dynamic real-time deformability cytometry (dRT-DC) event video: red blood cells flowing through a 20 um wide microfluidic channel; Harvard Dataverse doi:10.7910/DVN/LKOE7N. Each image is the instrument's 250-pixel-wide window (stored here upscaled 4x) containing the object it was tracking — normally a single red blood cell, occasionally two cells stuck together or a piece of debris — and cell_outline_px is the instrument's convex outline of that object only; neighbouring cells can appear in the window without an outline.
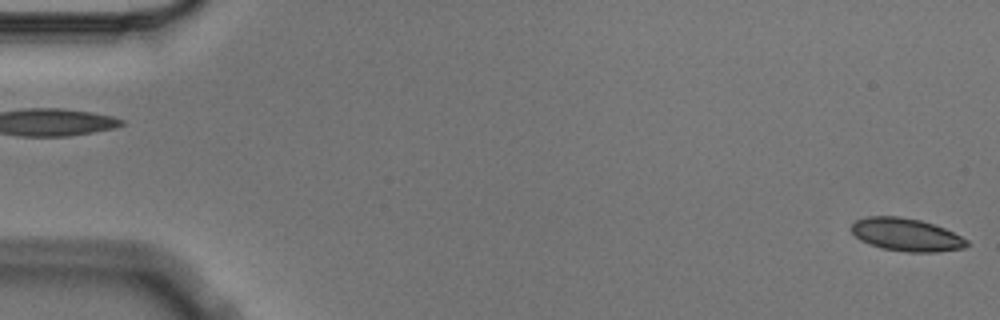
{"species": "Egyptian fruit bat (a non-hibernating species)", "species_latin": "Rousettus aegyptiacus", "temperature_condition": "cold", "stored_images_in_passage": 7, "camera_frame_rate_fps": 3000, "um_per_image_px": 0.085, "animal": {"sex": "male"}, "frame": {"image": 1, "passage_image": 1, "time_ms": 0.0, "image_size_px": [1000, 320], "cell_outline_px": [[968, 244], [964, 248], [936, 252], [908, 252], [880, 248], [860, 240], [852, 232], [852, 224], [856, 220], [868, 216], [900, 216], [920, 220], [944, 228], [968, 240]], "centroid_in_image_um": [77.02, 19.95], "position_along_channel_um": 8.0, "area_um2": 21.96}}
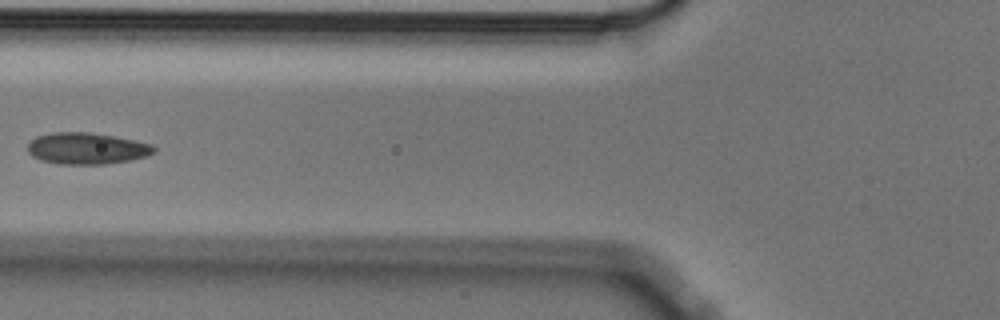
{"frame": {"image": 2, "passage_image": 6, "time_ms": 1.667, "image_size_px": [1000, 320], "cell_outline_px": [[156, 152], [148, 156], [128, 160], [104, 164], [56, 164], [40, 160], [32, 156], [28, 152], [28, 144], [36, 136], [52, 132], [88, 132], [112, 136], [152, 144], [156, 148]], "centroid_in_image_um": [7.36, 12.62], "position_along_channel_um": 118.4, "area_um2": 23.18}}
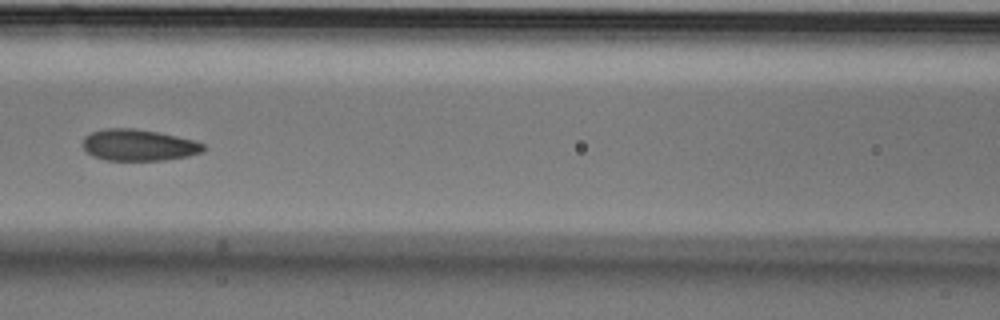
{"frame": {"image": 3, "passage_image": 7, "time_ms": 2.0, "image_size_px": [1000, 320], "cell_outline_px": [[208, 148], [204, 152], [188, 156], [164, 160], [104, 160], [92, 156], [84, 148], [84, 136], [92, 132], [104, 128], [132, 128], [160, 132], [192, 140], [204, 144]], "centroid_in_image_um": [11.81, 12.33], "position_along_channel_um": 154.8, "area_um2": 22.2}}